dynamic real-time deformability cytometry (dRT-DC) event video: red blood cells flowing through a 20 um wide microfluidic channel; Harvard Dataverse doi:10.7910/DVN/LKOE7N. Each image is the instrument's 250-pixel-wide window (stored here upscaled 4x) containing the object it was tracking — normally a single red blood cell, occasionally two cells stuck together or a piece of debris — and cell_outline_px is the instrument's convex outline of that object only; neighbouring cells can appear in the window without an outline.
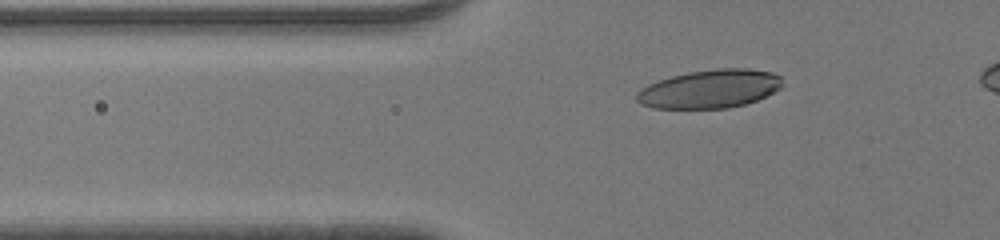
{"species": "human", "species_latin": "Homo sapiens", "temperature_condition": "room temperature", "stored_images_in_passage": 45, "camera_frame_rate_fps": 3000, "um_per_image_px": 0.085, "donor": {"sex": "male"}, "frame": {"image": 1, "passage_image": 15, "time_ms": 4.667, "image_size_px": [1000, 240], "cell_outline_px": [[784, 84], [780, 88], [756, 100], [744, 104], [728, 108], [652, 108], [640, 104], [636, 100], [636, 92], [648, 84], [672, 76], [688, 72], [716, 68], [748, 68], [772, 72], [780, 76]], "centroid_in_image_um": [60.33, 7.55], "position_along_channel_um": 65.5, "area_um2": 32.66}}
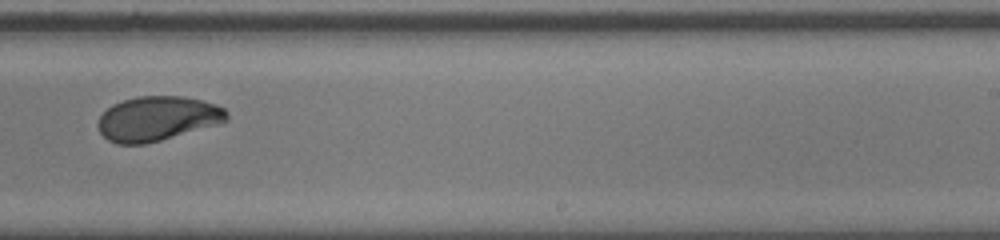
{"frame": {"image": 2, "passage_image": 31, "time_ms": 10.0, "image_size_px": [1000, 240], "cell_outline_px": [[228, 120], [220, 124], [160, 140], [144, 144], [116, 144], [108, 140], [100, 132], [96, 124], [100, 116], [112, 104], [136, 96], [184, 96], [216, 104], [224, 108], [228, 112]], "centroid_in_image_um": [13.38, 10.08], "position_along_channel_um": 275.6, "area_um2": 33.52}}
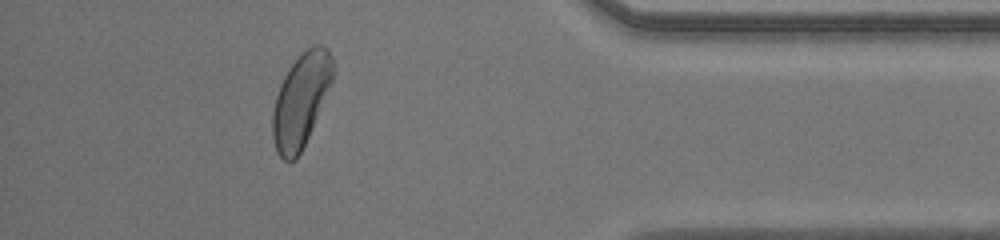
{"frame": {"image": 3, "passage_image": 42, "time_ms": 13.667, "image_size_px": [1000, 240], "cell_outline_px": [[332, 84], [308, 136], [296, 160], [284, 160], [276, 152], [272, 136], [272, 112], [276, 96], [280, 84], [288, 68], [312, 44], [320, 44], [328, 48], [332, 56]], "centroid_in_image_um": [25.57, 8.51], "position_along_channel_um": 409.6, "area_um2": 32.54}}